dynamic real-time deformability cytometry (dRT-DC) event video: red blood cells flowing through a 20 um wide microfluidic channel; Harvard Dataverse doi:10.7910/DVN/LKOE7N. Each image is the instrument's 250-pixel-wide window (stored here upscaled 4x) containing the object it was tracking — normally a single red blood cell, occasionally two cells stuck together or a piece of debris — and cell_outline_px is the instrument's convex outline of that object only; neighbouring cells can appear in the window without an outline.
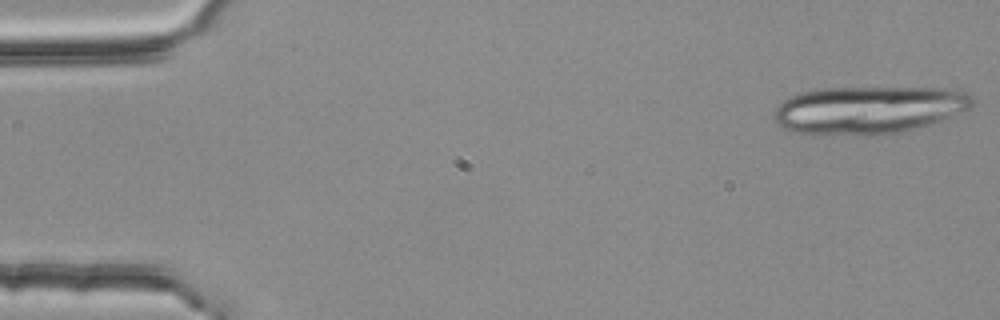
{"species": "common noctule bat (a hibernating species)", "species_latin": "Nyctalus noctula", "temperature_condition": "room temperature", "stored_images_in_passage": 4, "camera_frame_rate_fps": 3000, "um_per_image_px": 0.085, "animal": {"sex": "female", "body_mass_g": 25.1}, "frame": {"image": 1, "passage_image": 1, "time_ms": 0.0, "image_size_px": [1000, 320], "cell_outline_px": [[976, 100], [972, 108], [940, 120], [928, 124], [900, 132], [872, 136], [856, 136], [796, 132], [784, 128], [772, 116], [772, 112], [788, 96], [800, 92], [820, 88], [944, 88], [968, 92]], "centroid_in_image_um": [73.84, 9.33], "position_along_channel_um": 11.2, "area_um2": 55.43}}